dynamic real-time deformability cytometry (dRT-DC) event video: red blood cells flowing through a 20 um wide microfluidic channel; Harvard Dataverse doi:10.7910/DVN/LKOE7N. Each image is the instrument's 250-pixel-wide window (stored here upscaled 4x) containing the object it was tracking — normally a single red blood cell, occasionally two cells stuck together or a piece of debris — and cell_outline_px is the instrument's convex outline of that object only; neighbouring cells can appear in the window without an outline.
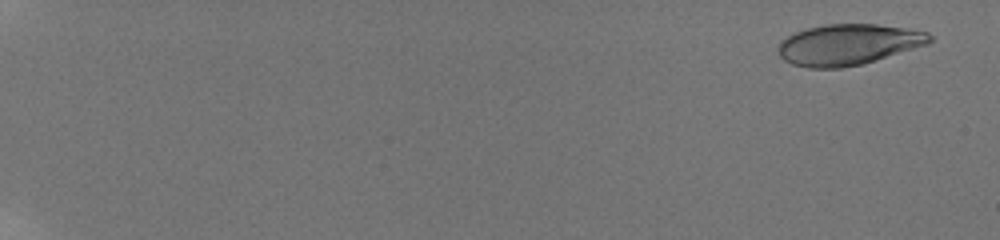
{"species": "human", "species_latin": "Homo sapiens", "temperature_condition": "room temperature", "stored_images_in_passage": 21, "camera_frame_rate_fps": 3000, "um_per_image_px": 0.085, "donor": {"sex": "male"}, "frame": {"image": 1, "passage_image": 2, "time_ms": 0.667, "image_size_px": [1000, 240], "cell_outline_px": [[932, 40], [928, 44], [876, 60], [860, 64], [840, 68], [808, 68], [792, 64], [784, 60], [780, 56], [776, 48], [788, 36], [796, 32], [808, 28], [824, 24], [876, 24], [904, 28], [928, 32], [932, 36]], "centroid_in_image_um": [72.1, 3.79], "position_along_channel_um": 12.9, "area_um2": 35.89}}
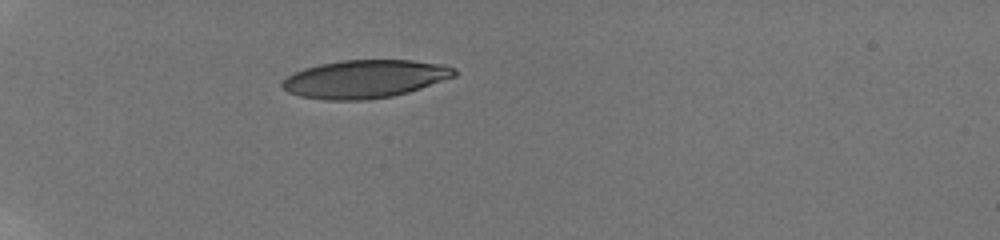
{"frame": {"image": 2, "passage_image": 18, "time_ms": 6.667, "image_size_px": [1000, 240], "cell_outline_px": [[456, 76], [408, 92], [392, 96], [368, 100], [324, 100], [300, 96], [288, 92], [280, 88], [280, 84], [288, 76], [304, 68], [320, 64], [340, 60], [412, 60], [444, 64], [456, 68]], "centroid_in_image_um": [31.01, 6.71], "position_along_channel_um": 54.0, "area_um2": 38.32}}
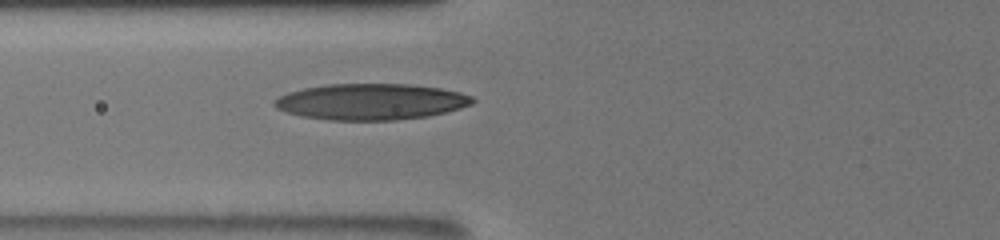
{"frame": {"image": 3, "passage_image": 21, "time_ms": 8.667, "image_size_px": [1000, 240], "cell_outline_px": [[476, 100], [472, 104], [460, 108], [428, 116], [396, 120], [328, 120], [300, 116], [276, 108], [272, 104], [280, 96], [288, 92], [304, 88], [328, 84], [408, 84], [440, 88], [460, 92], [472, 96]], "centroid_in_image_um": [31.54, 8.65], "position_along_channel_um": 94.3, "area_um2": 41.67}}